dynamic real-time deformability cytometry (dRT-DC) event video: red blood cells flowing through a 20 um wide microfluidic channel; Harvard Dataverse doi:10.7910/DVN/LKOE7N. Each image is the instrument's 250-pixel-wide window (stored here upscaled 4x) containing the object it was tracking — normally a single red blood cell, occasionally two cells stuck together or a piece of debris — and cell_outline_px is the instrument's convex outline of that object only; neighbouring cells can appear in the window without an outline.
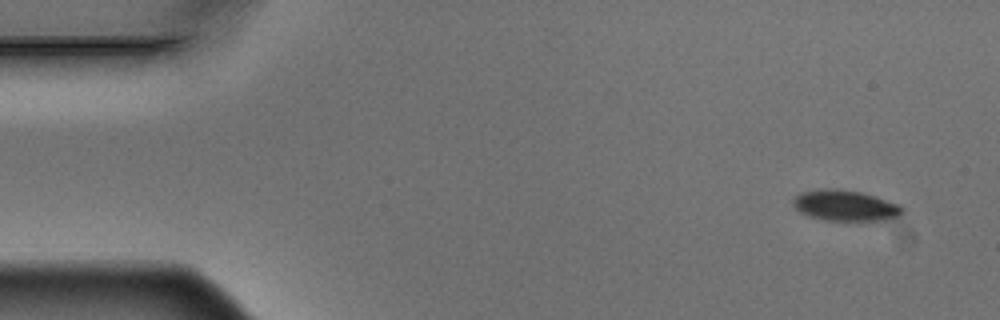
{"species": "Egyptian fruit bat (a non-hibernating species)", "species_latin": "Rousettus aegyptiacus", "temperature_condition": "warm", "stored_images_in_passage": 4, "camera_frame_rate_fps": 3000, "um_per_image_px": 0.085, "animal": {"sex": "male"}, "frame": {"image": 1, "passage_image": 1, "time_ms": 0.0, "image_size_px": [1000, 320], "cell_outline_px": [[904, 212], [900, 216], [892, 220], [824, 220], [808, 216], [800, 212], [792, 204], [792, 200], [800, 192], [820, 188], [836, 188], [860, 192], [900, 204], [904, 208]], "centroid_in_image_um": [71.85, 17.47], "position_along_channel_um": 13.1, "area_um2": 19.83}}
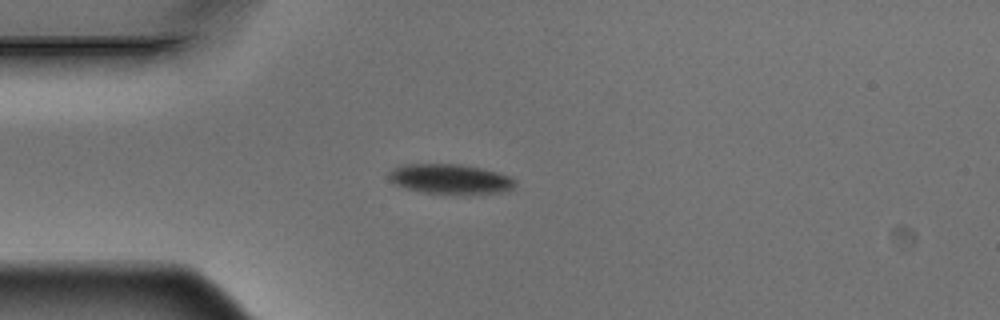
{"frame": {"image": 2, "passage_image": 4, "time_ms": 1.0, "image_size_px": [1000, 320], "cell_outline_px": [[516, 184], [512, 188], [504, 192], [460, 196], [420, 192], [396, 184], [388, 180], [388, 172], [392, 168], [400, 164], [460, 164], [480, 168], [496, 172], [508, 176], [516, 180]], "centroid_in_image_um": [38.25, 15.24], "position_along_channel_um": 46.7, "area_um2": 22.6}}